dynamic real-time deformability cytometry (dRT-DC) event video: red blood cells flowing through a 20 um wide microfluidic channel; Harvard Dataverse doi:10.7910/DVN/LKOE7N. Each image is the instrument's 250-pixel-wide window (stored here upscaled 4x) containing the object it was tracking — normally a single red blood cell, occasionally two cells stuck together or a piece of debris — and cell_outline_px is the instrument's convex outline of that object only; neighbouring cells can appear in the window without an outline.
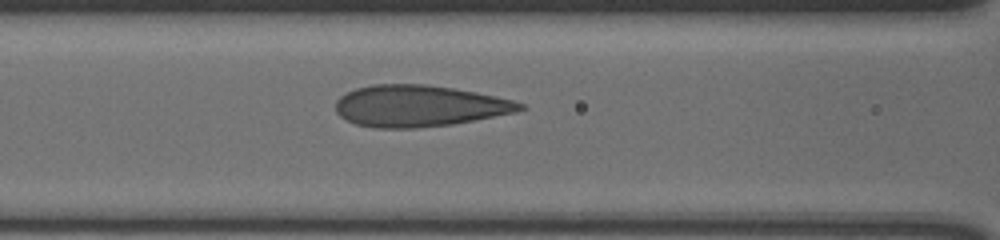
{"species": "human", "species_latin": "Homo sapiens", "temperature_condition": "cold", "stored_images_in_passage": 49, "camera_frame_rate_fps": 3000, "um_per_image_px": 0.085, "donor": {"sex": "male"}, "frame": {"image": 1, "passage_image": 23, "time_ms": 7.333, "image_size_px": [1000, 240], "cell_outline_px": [[528, 108], [516, 112], [452, 124], [416, 128], [372, 128], [356, 124], [340, 116], [336, 112], [336, 100], [340, 96], [356, 88], [372, 84], [428, 84], [476, 92], [512, 100], [524, 104]], "centroid_in_image_um": [35.61, 9.0], "position_along_channel_um": 131.0, "area_um2": 44.51}}
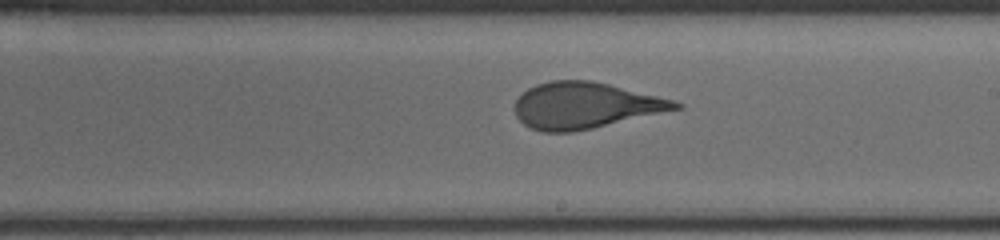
{"frame": {"image": 2, "passage_image": 32, "time_ms": 10.333, "image_size_px": [1000, 240], "cell_outline_px": [[684, 108], [592, 128], [572, 132], [540, 132], [528, 128], [516, 116], [516, 100], [528, 88], [536, 84], [552, 80], [592, 80], [672, 100], [684, 104]], "centroid_in_image_um": [49.72, 8.97], "position_along_channel_um": 239.3, "area_um2": 43.0}}
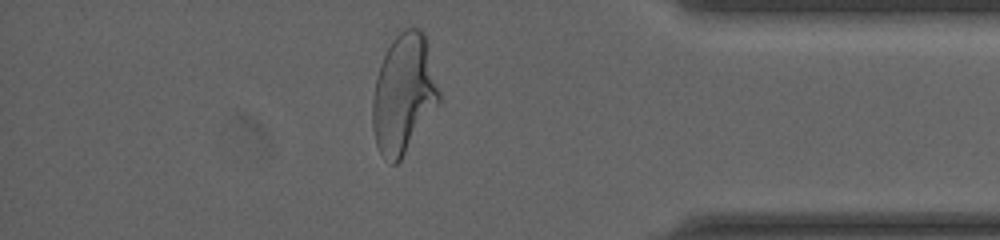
{"frame": {"image": 3, "passage_image": 47, "time_ms": 15.333, "image_size_px": [1000, 240], "cell_outline_px": [[440, 104], [400, 160], [396, 164], [392, 164], [380, 152], [376, 144], [372, 128], [372, 100], [376, 76], [380, 64], [392, 40], [404, 28], [420, 28], [424, 32], [440, 92]], "centroid_in_image_um": [34.31, 7.99], "position_along_channel_um": 400.9, "area_um2": 46.18}}